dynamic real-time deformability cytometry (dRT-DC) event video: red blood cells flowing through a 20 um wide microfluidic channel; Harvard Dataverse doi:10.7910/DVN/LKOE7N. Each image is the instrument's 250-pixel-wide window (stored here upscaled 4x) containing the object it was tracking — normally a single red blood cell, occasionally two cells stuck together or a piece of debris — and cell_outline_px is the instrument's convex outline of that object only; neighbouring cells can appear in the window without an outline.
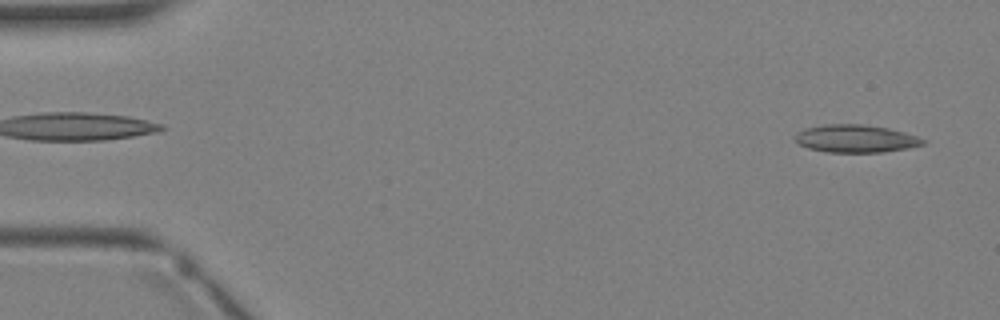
{"species": "Egyptian fruit bat (a non-hibernating species)", "species_latin": "Rousettus aegyptiacus", "temperature_condition": "warm", "stored_images_in_passage": 4, "camera_frame_rate_fps": 3000, "um_per_image_px": 0.085, "animal": {"sex": "female"}, "frame": {"image": 1, "passage_image": 1, "time_ms": 0.0, "image_size_px": [1000, 320], "cell_outline_px": [[928, 140], [924, 144], [908, 148], [884, 152], [828, 152], [808, 148], [800, 144], [796, 140], [796, 132], [804, 128], [824, 124], [864, 124], [888, 128], [904, 132]], "centroid_in_image_um": [72.75, 11.78], "position_along_channel_um": 12.2, "area_um2": 20.69}}
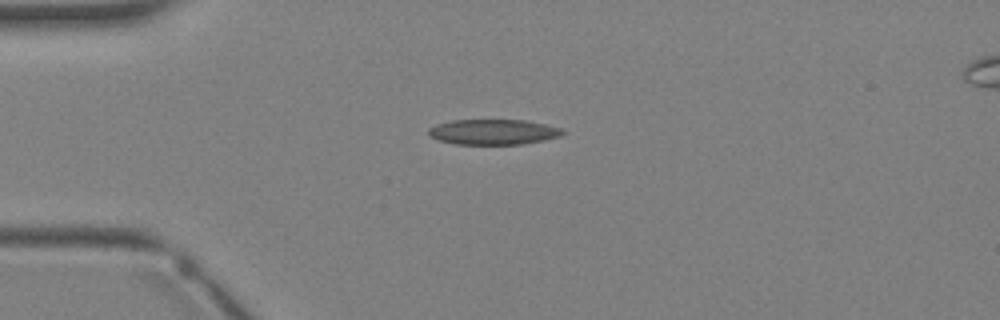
{"frame": {"image": 2, "passage_image": 3, "time_ms": 2.333, "image_size_px": [1000, 320], "cell_outline_px": [[564, 132], [560, 136], [544, 140], [520, 144], [456, 144], [440, 140], [428, 136], [428, 128], [436, 124], [452, 120], [524, 120], [564, 128]], "centroid_in_image_um": [41.92, 11.21], "position_along_channel_um": 43.1, "area_um2": 19.77}}